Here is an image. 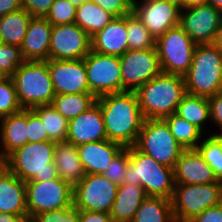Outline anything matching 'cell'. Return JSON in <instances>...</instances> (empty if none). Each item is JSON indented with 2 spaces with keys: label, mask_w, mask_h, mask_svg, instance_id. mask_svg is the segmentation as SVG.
I'll list each match as a JSON object with an SVG mask.
<instances>
[{
  "label": "cell",
  "mask_w": 222,
  "mask_h": 222,
  "mask_svg": "<svg viewBox=\"0 0 222 222\" xmlns=\"http://www.w3.org/2000/svg\"><path fill=\"white\" fill-rule=\"evenodd\" d=\"M122 92H136L162 73L156 48L128 50L120 56Z\"/></svg>",
  "instance_id": "13"
},
{
  "label": "cell",
  "mask_w": 222,
  "mask_h": 222,
  "mask_svg": "<svg viewBox=\"0 0 222 222\" xmlns=\"http://www.w3.org/2000/svg\"><path fill=\"white\" fill-rule=\"evenodd\" d=\"M190 222H222V202L207 208Z\"/></svg>",
  "instance_id": "45"
},
{
  "label": "cell",
  "mask_w": 222,
  "mask_h": 222,
  "mask_svg": "<svg viewBox=\"0 0 222 222\" xmlns=\"http://www.w3.org/2000/svg\"><path fill=\"white\" fill-rule=\"evenodd\" d=\"M55 145L51 140L26 143L6 157L8 170L25 182L56 179Z\"/></svg>",
  "instance_id": "4"
},
{
  "label": "cell",
  "mask_w": 222,
  "mask_h": 222,
  "mask_svg": "<svg viewBox=\"0 0 222 222\" xmlns=\"http://www.w3.org/2000/svg\"><path fill=\"white\" fill-rule=\"evenodd\" d=\"M196 45L179 25L167 30L155 42L162 72L184 76L191 66Z\"/></svg>",
  "instance_id": "9"
},
{
  "label": "cell",
  "mask_w": 222,
  "mask_h": 222,
  "mask_svg": "<svg viewBox=\"0 0 222 222\" xmlns=\"http://www.w3.org/2000/svg\"><path fill=\"white\" fill-rule=\"evenodd\" d=\"M107 139L100 106L95 103L87 111L69 120L66 141L75 146Z\"/></svg>",
  "instance_id": "18"
},
{
  "label": "cell",
  "mask_w": 222,
  "mask_h": 222,
  "mask_svg": "<svg viewBox=\"0 0 222 222\" xmlns=\"http://www.w3.org/2000/svg\"><path fill=\"white\" fill-rule=\"evenodd\" d=\"M51 32L52 25L46 18H31L23 43L20 47L26 61L49 60Z\"/></svg>",
  "instance_id": "21"
},
{
  "label": "cell",
  "mask_w": 222,
  "mask_h": 222,
  "mask_svg": "<svg viewBox=\"0 0 222 222\" xmlns=\"http://www.w3.org/2000/svg\"><path fill=\"white\" fill-rule=\"evenodd\" d=\"M114 18V15L105 11L91 0H88L77 6L75 23L92 37Z\"/></svg>",
  "instance_id": "28"
},
{
  "label": "cell",
  "mask_w": 222,
  "mask_h": 222,
  "mask_svg": "<svg viewBox=\"0 0 222 222\" xmlns=\"http://www.w3.org/2000/svg\"><path fill=\"white\" fill-rule=\"evenodd\" d=\"M55 0H21L22 9L32 17L45 18Z\"/></svg>",
  "instance_id": "43"
},
{
  "label": "cell",
  "mask_w": 222,
  "mask_h": 222,
  "mask_svg": "<svg viewBox=\"0 0 222 222\" xmlns=\"http://www.w3.org/2000/svg\"><path fill=\"white\" fill-rule=\"evenodd\" d=\"M79 222H112V219L106 212L79 210Z\"/></svg>",
  "instance_id": "46"
},
{
  "label": "cell",
  "mask_w": 222,
  "mask_h": 222,
  "mask_svg": "<svg viewBox=\"0 0 222 222\" xmlns=\"http://www.w3.org/2000/svg\"><path fill=\"white\" fill-rule=\"evenodd\" d=\"M129 160L124 184L141 185L147 196L171 200L175 188L173 168L159 164L135 146L129 147Z\"/></svg>",
  "instance_id": "3"
},
{
  "label": "cell",
  "mask_w": 222,
  "mask_h": 222,
  "mask_svg": "<svg viewBox=\"0 0 222 222\" xmlns=\"http://www.w3.org/2000/svg\"><path fill=\"white\" fill-rule=\"evenodd\" d=\"M135 147L164 166L175 168L185 150L163 119L144 120Z\"/></svg>",
  "instance_id": "8"
},
{
  "label": "cell",
  "mask_w": 222,
  "mask_h": 222,
  "mask_svg": "<svg viewBox=\"0 0 222 222\" xmlns=\"http://www.w3.org/2000/svg\"><path fill=\"white\" fill-rule=\"evenodd\" d=\"M222 202V182L175 185L171 205L175 222H190L207 208Z\"/></svg>",
  "instance_id": "7"
},
{
  "label": "cell",
  "mask_w": 222,
  "mask_h": 222,
  "mask_svg": "<svg viewBox=\"0 0 222 222\" xmlns=\"http://www.w3.org/2000/svg\"><path fill=\"white\" fill-rule=\"evenodd\" d=\"M105 11L115 17H123L132 11V8L124 0H91Z\"/></svg>",
  "instance_id": "44"
},
{
  "label": "cell",
  "mask_w": 222,
  "mask_h": 222,
  "mask_svg": "<svg viewBox=\"0 0 222 222\" xmlns=\"http://www.w3.org/2000/svg\"><path fill=\"white\" fill-rule=\"evenodd\" d=\"M221 22L222 12L208 3L180 11L179 26L196 44H212Z\"/></svg>",
  "instance_id": "15"
},
{
  "label": "cell",
  "mask_w": 222,
  "mask_h": 222,
  "mask_svg": "<svg viewBox=\"0 0 222 222\" xmlns=\"http://www.w3.org/2000/svg\"><path fill=\"white\" fill-rule=\"evenodd\" d=\"M186 92L211 97L222 91V55L213 44H197L192 63L183 76Z\"/></svg>",
  "instance_id": "5"
},
{
  "label": "cell",
  "mask_w": 222,
  "mask_h": 222,
  "mask_svg": "<svg viewBox=\"0 0 222 222\" xmlns=\"http://www.w3.org/2000/svg\"><path fill=\"white\" fill-rule=\"evenodd\" d=\"M175 113L198 127L205 135L212 133L210 129H206V123L211 121L208 97L186 93L178 104Z\"/></svg>",
  "instance_id": "27"
},
{
  "label": "cell",
  "mask_w": 222,
  "mask_h": 222,
  "mask_svg": "<svg viewBox=\"0 0 222 222\" xmlns=\"http://www.w3.org/2000/svg\"><path fill=\"white\" fill-rule=\"evenodd\" d=\"M21 9V0H0V17Z\"/></svg>",
  "instance_id": "47"
},
{
  "label": "cell",
  "mask_w": 222,
  "mask_h": 222,
  "mask_svg": "<svg viewBox=\"0 0 222 222\" xmlns=\"http://www.w3.org/2000/svg\"><path fill=\"white\" fill-rule=\"evenodd\" d=\"M33 222H79V210L74 206L42 212L32 218Z\"/></svg>",
  "instance_id": "40"
},
{
  "label": "cell",
  "mask_w": 222,
  "mask_h": 222,
  "mask_svg": "<svg viewBox=\"0 0 222 222\" xmlns=\"http://www.w3.org/2000/svg\"><path fill=\"white\" fill-rule=\"evenodd\" d=\"M91 51V37L76 23L52 26L49 59H84Z\"/></svg>",
  "instance_id": "14"
},
{
  "label": "cell",
  "mask_w": 222,
  "mask_h": 222,
  "mask_svg": "<svg viewBox=\"0 0 222 222\" xmlns=\"http://www.w3.org/2000/svg\"><path fill=\"white\" fill-rule=\"evenodd\" d=\"M22 109L11 77H0V118Z\"/></svg>",
  "instance_id": "37"
},
{
  "label": "cell",
  "mask_w": 222,
  "mask_h": 222,
  "mask_svg": "<svg viewBox=\"0 0 222 222\" xmlns=\"http://www.w3.org/2000/svg\"><path fill=\"white\" fill-rule=\"evenodd\" d=\"M7 163H0V177L3 175V173L7 170Z\"/></svg>",
  "instance_id": "52"
},
{
  "label": "cell",
  "mask_w": 222,
  "mask_h": 222,
  "mask_svg": "<svg viewBox=\"0 0 222 222\" xmlns=\"http://www.w3.org/2000/svg\"><path fill=\"white\" fill-rule=\"evenodd\" d=\"M11 79L23 109L51 104L56 96L47 61H25Z\"/></svg>",
  "instance_id": "6"
},
{
  "label": "cell",
  "mask_w": 222,
  "mask_h": 222,
  "mask_svg": "<svg viewBox=\"0 0 222 222\" xmlns=\"http://www.w3.org/2000/svg\"><path fill=\"white\" fill-rule=\"evenodd\" d=\"M131 8H133L136 3L140 0H124Z\"/></svg>",
  "instance_id": "54"
},
{
  "label": "cell",
  "mask_w": 222,
  "mask_h": 222,
  "mask_svg": "<svg viewBox=\"0 0 222 222\" xmlns=\"http://www.w3.org/2000/svg\"><path fill=\"white\" fill-rule=\"evenodd\" d=\"M175 140L185 149H195L204 137V133L176 113L163 118Z\"/></svg>",
  "instance_id": "31"
},
{
  "label": "cell",
  "mask_w": 222,
  "mask_h": 222,
  "mask_svg": "<svg viewBox=\"0 0 222 222\" xmlns=\"http://www.w3.org/2000/svg\"><path fill=\"white\" fill-rule=\"evenodd\" d=\"M117 189L103 174H86L73 187V205L78 210L110 213Z\"/></svg>",
  "instance_id": "12"
},
{
  "label": "cell",
  "mask_w": 222,
  "mask_h": 222,
  "mask_svg": "<svg viewBox=\"0 0 222 222\" xmlns=\"http://www.w3.org/2000/svg\"><path fill=\"white\" fill-rule=\"evenodd\" d=\"M146 197L147 194L141 185H118L117 195L109 213L112 222H131Z\"/></svg>",
  "instance_id": "26"
},
{
  "label": "cell",
  "mask_w": 222,
  "mask_h": 222,
  "mask_svg": "<svg viewBox=\"0 0 222 222\" xmlns=\"http://www.w3.org/2000/svg\"><path fill=\"white\" fill-rule=\"evenodd\" d=\"M68 1L71 2L72 4H74L75 6H79L88 0H68Z\"/></svg>",
  "instance_id": "53"
},
{
  "label": "cell",
  "mask_w": 222,
  "mask_h": 222,
  "mask_svg": "<svg viewBox=\"0 0 222 222\" xmlns=\"http://www.w3.org/2000/svg\"><path fill=\"white\" fill-rule=\"evenodd\" d=\"M210 104V120L212 125L218 129L211 133V135H221L222 136V91L216 93L215 95L208 97ZM220 130V131H219Z\"/></svg>",
  "instance_id": "42"
},
{
  "label": "cell",
  "mask_w": 222,
  "mask_h": 222,
  "mask_svg": "<svg viewBox=\"0 0 222 222\" xmlns=\"http://www.w3.org/2000/svg\"><path fill=\"white\" fill-rule=\"evenodd\" d=\"M31 18L32 16L24 9L1 16V42L21 47Z\"/></svg>",
  "instance_id": "29"
},
{
  "label": "cell",
  "mask_w": 222,
  "mask_h": 222,
  "mask_svg": "<svg viewBox=\"0 0 222 222\" xmlns=\"http://www.w3.org/2000/svg\"><path fill=\"white\" fill-rule=\"evenodd\" d=\"M212 44L215 45L219 50H222V22L216 31Z\"/></svg>",
  "instance_id": "50"
},
{
  "label": "cell",
  "mask_w": 222,
  "mask_h": 222,
  "mask_svg": "<svg viewBox=\"0 0 222 222\" xmlns=\"http://www.w3.org/2000/svg\"><path fill=\"white\" fill-rule=\"evenodd\" d=\"M127 41L129 50L155 48L156 39L133 11L127 14Z\"/></svg>",
  "instance_id": "35"
},
{
  "label": "cell",
  "mask_w": 222,
  "mask_h": 222,
  "mask_svg": "<svg viewBox=\"0 0 222 222\" xmlns=\"http://www.w3.org/2000/svg\"><path fill=\"white\" fill-rule=\"evenodd\" d=\"M27 109L0 118V148L4 157L28 143Z\"/></svg>",
  "instance_id": "25"
},
{
  "label": "cell",
  "mask_w": 222,
  "mask_h": 222,
  "mask_svg": "<svg viewBox=\"0 0 222 222\" xmlns=\"http://www.w3.org/2000/svg\"><path fill=\"white\" fill-rule=\"evenodd\" d=\"M181 9L207 4L208 0H176Z\"/></svg>",
  "instance_id": "48"
},
{
  "label": "cell",
  "mask_w": 222,
  "mask_h": 222,
  "mask_svg": "<svg viewBox=\"0 0 222 222\" xmlns=\"http://www.w3.org/2000/svg\"><path fill=\"white\" fill-rule=\"evenodd\" d=\"M91 50L118 57L128 51L127 15L115 17L101 31L93 35L91 37Z\"/></svg>",
  "instance_id": "20"
},
{
  "label": "cell",
  "mask_w": 222,
  "mask_h": 222,
  "mask_svg": "<svg viewBox=\"0 0 222 222\" xmlns=\"http://www.w3.org/2000/svg\"><path fill=\"white\" fill-rule=\"evenodd\" d=\"M54 163L58 177L69 183L72 187L86 176L77 146L68 141L56 142Z\"/></svg>",
  "instance_id": "24"
},
{
  "label": "cell",
  "mask_w": 222,
  "mask_h": 222,
  "mask_svg": "<svg viewBox=\"0 0 222 222\" xmlns=\"http://www.w3.org/2000/svg\"><path fill=\"white\" fill-rule=\"evenodd\" d=\"M32 110L40 117L49 140L66 141L69 120L61 115L52 104L37 106Z\"/></svg>",
  "instance_id": "33"
},
{
  "label": "cell",
  "mask_w": 222,
  "mask_h": 222,
  "mask_svg": "<svg viewBox=\"0 0 222 222\" xmlns=\"http://www.w3.org/2000/svg\"><path fill=\"white\" fill-rule=\"evenodd\" d=\"M175 185H203L217 183L213 169L202 158L196 149L182 152L174 168Z\"/></svg>",
  "instance_id": "19"
},
{
  "label": "cell",
  "mask_w": 222,
  "mask_h": 222,
  "mask_svg": "<svg viewBox=\"0 0 222 222\" xmlns=\"http://www.w3.org/2000/svg\"><path fill=\"white\" fill-rule=\"evenodd\" d=\"M96 99L91 93L62 94L56 95L51 104L67 120H71L87 111Z\"/></svg>",
  "instance_id": "32"
},
{
  "label": "cell",
  "mask_w": 222,
  "mask_h": 222,
  "mask_svg": "<svg viewBox=\"0 0 222 222\" xmlns=\"http://www.w3.org/2000/svg\"><path fill=\"white\" fill-rule=\"evenodd\" d=\"M76 8L77 6L68 0H55L45 18L52 26L73 24L76 18Z\"/></svg>",
  "instance_id": "38"
},
{
  "label": "cell",
  "mask_w": 222,
  "mask_h": 222,
  "mask_svg": "<svg viewBox=\"0 0 222 222\" xmlns=\"http://www.w3.org/2000/svg\"><path fill=\"white\" fill-rule=\"evenodd\" d=\"M26 60L21 48L15 45L0 43V76L12 77L18 67Z\"/></svg>",
  "instance_id": "36"
},
{
  "label": "cell",
  "mask_w": 222,
  "mask_h": 222,
  "mask_svg": "<svg viewBox=\"0 0 222 222\" xmlns=\"http://www.w3.org/2000/svg\"><path fill=\"white\" fill-rule=\"evenodd\" d=\"M0 212L28 219L25 181L8 169L0 177Z\"/></svg>",
  "instance_id": "23"
},
{
  "label": "cell",
  "mask_w": 222,
  "mask_h": 222,
  "mask_svg": "<svg viewBox=\"0 0 222 222\" xmlns=\"http://www.w3.org/2000/svg\"><path fill=\"white\" fill-rule=\"evenodd\" d=\"M22 222H33L32 219H25Z\"/></svg>",
  "instance_id": "56"
},
{
  "label": "cell",
  "mask_w": 222,
  "mask_h": 222,
  "mask_svg": "<svg viewBox=\"0 0 222 222\" xmlns=\"http://www.w3.org/2000/svg\"><path fill=\"white\" fill-rule=\"evenodd\" d=\"M27 131V139L30 143L49 141L40 117L32 109H27Z\"/></svg>",
  "instance_id": "41"
},
{
  "label": "cell",
  "mask_w": 222,
  "mask_h": 222,
  "mask_svg": "<svg viewBox=\"0 0 222 222\" xmlns=\"http://www.w3.org/2000/svg\"><path fill=\"white\" fill-rule=\"evenodd\" d=\"M77 149L86 174H103L124 147L106 139L78 145Z\"/></svg>",
  "instance_id": "22"
},
{
  "label": "cell",
  "mask_w": 222,
  "mask_h": 222,
  "mask_svg": "<svg viewBox=\"0 0 222 222\" xmlns=\"http://www.w3.org/2000/svg\"><path fill=\"white\" fill-rule=\"evenodd\" d=\"M25 184L28 219L73 205V187L59 177L49 181H26Z\"/></svg>",
  "instance_id": "10"
},
{
  "label": "cell",
  "mask_w": 222,
  "mask_h": 222,
  "mask_svg": "<svg viewBox=\"0 0 222 222\" xmlns=\"http://www.w3.org/2000/svg\"><path fill=\"white\" fill-rule=\"evenodd\" d=\"M0 163H7V158L3 156L0 148Z\"/></svg>",
  "instance_id": "55"
},
{
  "label": "cell",
  "mask_w": 222,
  "mask_h": 222,
  "mask_svg": "<svg viewBox=\"0 0 222 222\" xmlns=\"http://www.w3.org/2000/svg\"><path fill=\"white\" fill-rule=\"evenodd\" d=\"M23 220L25 219L22 216L0 212V222H22Z\"/></svg>",
  "instance_id": "49"
},
{
  "label": "cell",
  "mask_w": 222,
  "mask_h": 222,
  "mask_svg": "<svg viewBox=\"0 0 222 222\" xmlns=\"http://www.w3.org/2000/svg\"><path fill=\"white\" fill-rule=\"evenodd\" d=\"M131 222H175L171 200L147 196Z\"/></svg>",
  "instance_id": "30"
},
{
  "label": "cell",
  "mask_w": 222,
  "mask_h": 222,
  "mask_svg": "<svg viewBox=\"0 0 222 222\" xmlns=\"http://www.w3.org/2000/svg\"><path fill=\"white\" fill-rule=\"evenodd\" d=\"M84 62L90 93L96 98L122 92L120 57L91 50Z\"/></svg>",
  "instance_id": "11"
},
{
  "label": "cell",
  "mask_w": 222,
  "mask_h": 222,
  "mask_svg": "<svg viewBox=\"0 0 222 222\" xmlns=\"http://www.w3.org/2000/svg\"><path fill=\"white\" fill-rule=\"evenodd\" d=\"M186 93L183 76L163 72L136 91L144 120L174 114Z\"/></svg>",
  "instance_id": "2"
},
{
  "label": "cell",
  "mask_w": 222,
  "mask_h": 222,
  "mask_svg": "<svg viewBox=\"0 0 222 222\" xmlns=\"http://www.w3.org/2000/svg\"><path fill=\"white\" fill-rule=\"evenodd\" d=\"M208 4L222 12V0H208Z\"/></svg>",
  "instance_id": "51"
},
{
  "label": "cell",
  "mask_w": 222,
  "mask_h": 222,
  "mask_svg": "<svg viewBox=\"0 0 222 222\" xmlns=\"http://www.w3.org/2000/svg\"><path fill=\"white\" fill-rule=\"evenodd\" d=\"M100 106L107 139L124 148L135 146L144 122L136 92H120L100 96Z\"/></svg>",
  "instance_id": "1"
},
{
  "label": "cell",
  "mask_w": 222,
  "mask_h": 222,
  "mask_svg": "<svg viewBox=\"0 0 222 222\" xmlns=\"http://www.w3.org/2000/svg\"><path fill=\"white\" fill-rule=\"evenodd\" d=\"M56 95L90 93L84 59L47 60Z\"/></svg>",
  "instance_id": "17"
},
{
  "label": "cell",
  "mask_w": 222,
  "mask_h": 222,
  "mask_svg": "<svg viewBox=\"0 0 222 222\" xmlns=\"http://www.w3.org/2000/svg\"><path fill=\"white\" fill-rule=\"evenodd\" d=\"M132 11L157 39L179 25L181 8L176 0H140Z\"/></svg>",
  "instance_id": "16"
},
{
  "label": "cell",
  "mask_w": 222,
  "mask_h": 222,
  "mask_svg": "<svg viewBox=\"0 0 222 222\" xmlns=\"http://www.w3.org/2000/svg\"><path fill=\"white\" fill-rule=\"evenodd\" d=\"M129 162V147H127L112 160L103 175L116 185H121L124 182Z\"/></svg>",
  "instance_id": "39"
},
{
  "label": "cell",
  "mask_w": 222,
  "mask_h": 222,
  "mask_svg": "<svg viewBox=\"0 0 222 222\" xmlns=\"http://www.w3.org/2000/svg\"><path fill=\"white\" fill-rule=\"evenodd\" d=\"M195 149L213 169L218 181L222 182V136L205 135Z\"/></svg>",
  "instance_id": "34"
}]
</instances>
